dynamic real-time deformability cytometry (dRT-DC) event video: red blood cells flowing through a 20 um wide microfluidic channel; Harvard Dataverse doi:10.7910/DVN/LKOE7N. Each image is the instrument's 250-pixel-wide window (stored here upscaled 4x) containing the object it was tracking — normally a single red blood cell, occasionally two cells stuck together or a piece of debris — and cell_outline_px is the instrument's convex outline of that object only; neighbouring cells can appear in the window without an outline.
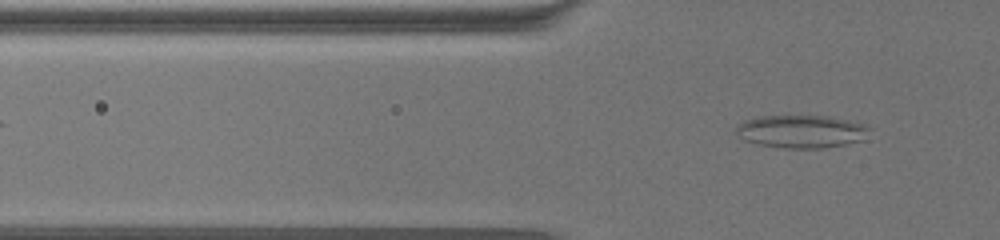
{"species": "common noctule bat (a hibernating species)", "species_latin": "Nyctalus noctula", "temperature_condition": "warm", "stored_images_in_passage": 63, "camera_frame_rate_fps": 3000, "um_per_image_px": 0.085, "animal": {"sex": "female", "body_mass_g": 19.5, "forearm_length_mm": 54.1}, "frame": {"image": 1, "passage_image": 17, "time_ms": 5.333, "image_size_px": [1000, 240], "cell_outline_px": [[872, 128], [864, 140], [824, 148], [784, 148], [760, 144], [744, 140], [736, 132], [736, 128], [744, 120], [760, 116], [828, 116], [848, 120], [864, 124]], "centroid_in_image_um": [68.16, 11.17], "position_along_channel_um": 57.6, "area_um2": 25.49}}
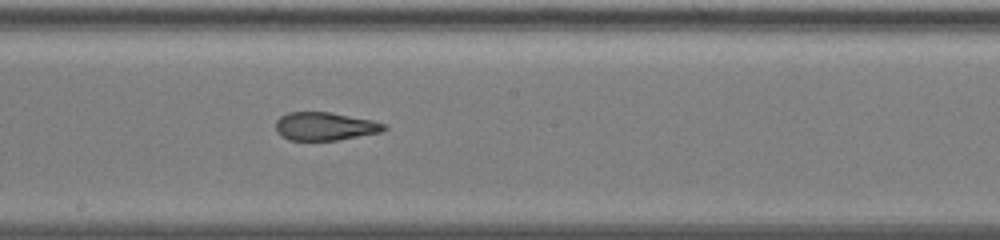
{"frame": {"image": 2, "passage_image": 34, "time_ms": 11.0, "image_size_px": [1000, 240], "cell_outline_px": [[388, 128], [380, 132], [336, 140], [288, 140], [280, 136], [276, 132], [276, 120], [280, 116], [288, 112], [328, 112], [372, 120], [388, 124]], "centroid_in_image_um": [27.6, 10.73], "position_along_channel_um": 220.6, "area_um2": 17.8}}
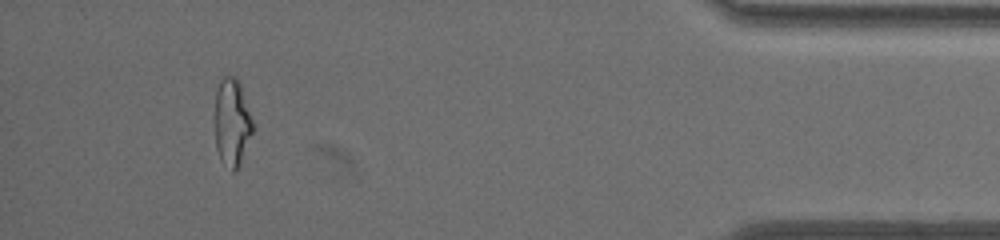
{"frame": {"image": 3, "passage_image": 58, "time_ms": 19.0, "image_size_px": [1000, 240], "cell_outline_px": [[252, 132], [240, 168], [236, 172], [232, 172], [220, 160], [216, 148], [216, 88], [220, 80], [224, 76], [236, 76], [240, 80], [252, 120]], "centroid_in_image_um": [19.73, 10.42], "position_along_channel_um": 415.5, "area_um2": 19.54}, "authors_computed_cell_mechanics": {"area_um2": 19.4208, "velocity_mm_per_s": 3.1027, "shape_relaxation_time_tau1_ms": null, "shape_relaxation_time_tau2_ms": 2.4145, "deformation_change_tau1": null, "deformation_change_tau2": 0.1119}}